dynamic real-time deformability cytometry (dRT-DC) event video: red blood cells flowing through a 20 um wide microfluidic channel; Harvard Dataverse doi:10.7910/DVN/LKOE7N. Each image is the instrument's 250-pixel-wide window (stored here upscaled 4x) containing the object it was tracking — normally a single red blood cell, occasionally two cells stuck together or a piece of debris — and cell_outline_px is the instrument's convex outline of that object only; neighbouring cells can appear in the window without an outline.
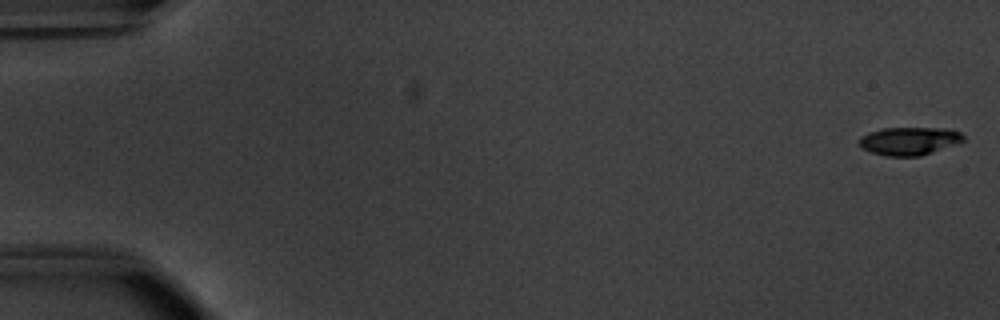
{"species": "common noctule bat (a hibernating species)", "species_latin": "Nyctalus noctula", "temperature_condition": "warm", "stored_images_in_passage": 54, "camera_frame_rate_fps": 3000, "um_per_image_px": 0.085, "animal": {"sex": "male", "body_mass_g": 20.1, "forearm_length_mm": 53.5}, "frame": {"image": 1, "passage_image": 1, "time_ms": 0.0, "image_size_px": [1000, 320], "cell_outline_px": [[964, 140], [920, 156], [884, 156], [872, 152], [864, 148], [860, 144], [860, 136], [868, 132], [880, 128], [944, 128], [960, 132], [964, 136]], "centroid_in_image_um": [77.25, 11.97], "position_along_channel_um": 7.8, "area_um2": 16.76}}
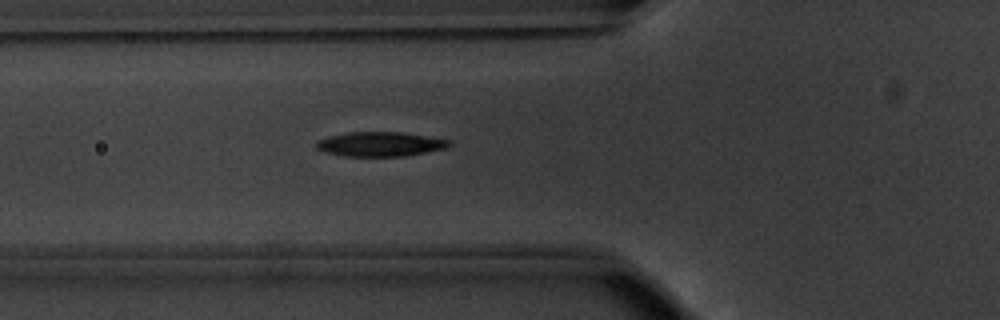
{"frame": {"image": 2, "passage_image": 20, "time_ms": 6.333, "image_size_px": [1000, 320], "cell_outline_px": [[452, 144], [448, 148], [404, 156], [344, 156], [324, 152], [316, 148], [316, 140], [328, 136], [348, 132], [400, 132], [452, 140]], "centroid_in_image_um": [32.31, 12.25], "position_along_channel_um": 93.5, "area_um2": 19.07}}
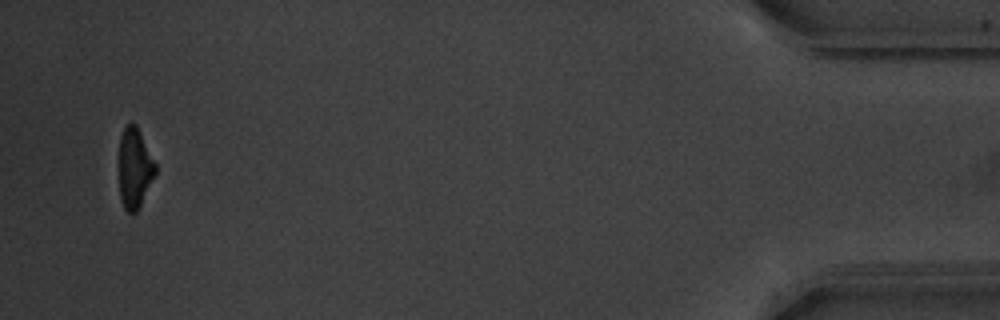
{"frame": {"image": 3, "passage_image": 52, "time_ms": 17.0, "image_size_px": [1000, 320], "cell_outline_px": [[156, 172], [136, 212], [128, 212], [124, 208], [120, 200], [120, 136], [124, 128], [128, 124], [136, 124], [156, 164]], "centroid_in_image_um": [11.44, 14.28], "position_along_channel_um": 423.8, "area_um2": 16.53}, "authors_computed_cell_mechanics": {"area_um2": 18.8717, "velocity_mm_per_s": 3.8149, "shape_relaxation_time_tau1_ms": 2.6682, "shape_relaxation_time_tau2_ms": 4.7323, "deformation_change_tau1": 0.1536, "deformation_change_tau2": 0.1106}}